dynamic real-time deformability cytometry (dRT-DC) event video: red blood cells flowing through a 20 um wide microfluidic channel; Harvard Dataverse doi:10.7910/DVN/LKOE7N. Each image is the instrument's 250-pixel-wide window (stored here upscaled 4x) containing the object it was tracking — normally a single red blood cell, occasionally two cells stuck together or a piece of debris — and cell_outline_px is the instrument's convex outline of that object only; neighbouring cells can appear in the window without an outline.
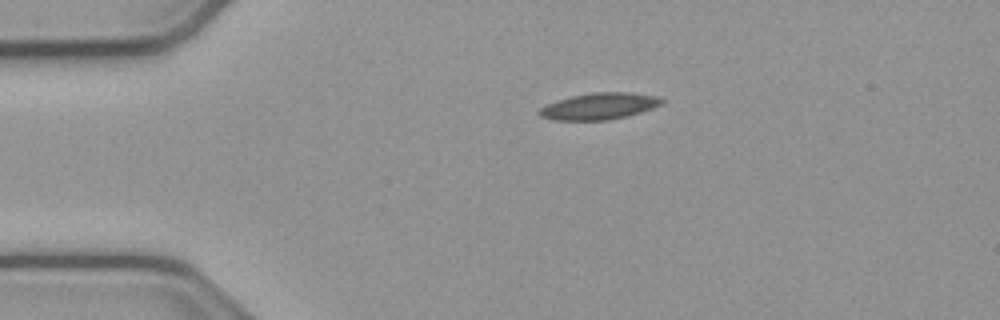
{"species": "common noctule bat (a hibernating species)", "species_latin": "Nyctalus noctula", "temperature_condition": "cold", "stored_images_in_passage": 44, "camera_frame_rate_fps": 3000, "um_per_image_px": 0.085, "animal": {"sex": "male", "body_mass_g": 23.1, "forearm_length_mm": 52.7}, "frame": {"image": 1, "passage_image": 1, "time_ms": 0.0, "image_size_px": [1000, 320], "cell_outline_px": [[656, 104], [620, 116], [592, 120], [572, 120], [548, 116], [540, 112], [544, 108], [552, 104], [564, 100], [580, 96], [644, 96], [656, 100]], "centroid_in_image_um": [50.74, 9.11], "position_along_channel_um": 34.3, "area_um2": 14.51}}
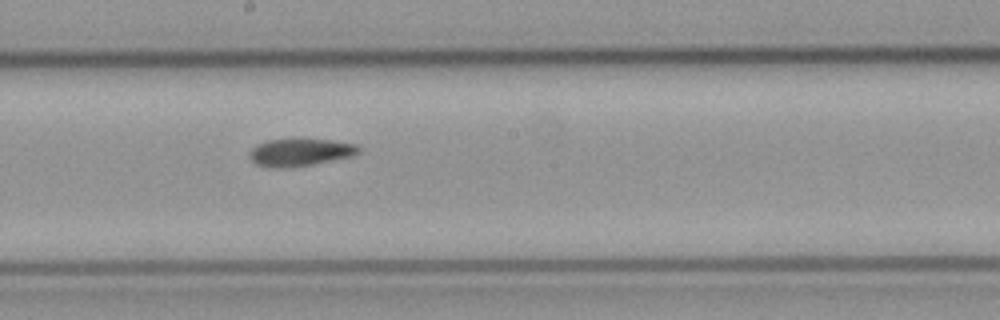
{"frame": {"image": 2, "passage_image": 19, "time_ms": 6.0, "image_size_px": [1000, 320], "cell_outline_px": [[356, 148], [352, 152], [336, 156], [300, 164], [268, 164], [256, 160], [256, 148], [280, 140], [312, 140], [344, 144]], "centroid_in_image_um": [25.47, 12.88], "position_along_channel_um": 222.7, "area_um2": 12.89}}
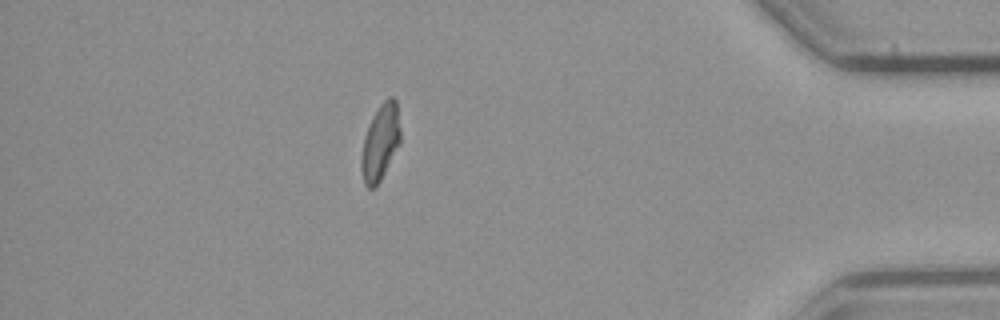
{"frame": {"image": 3, "passage_image": 37, "time_ms": 12.0, "image_size_px": [1000, 320], "cell_outline_px": [[400, 140], [376, 184], [372, 188], [364, 180], [364, 144], [372, 120], [380, 108], [388, 100], [392, 100], [396, 104], [400, 136]], "centroid_in_image_um": [32.37, 12.08], "position_along_channel_um": 402.8, "area_um2": 14.57}}